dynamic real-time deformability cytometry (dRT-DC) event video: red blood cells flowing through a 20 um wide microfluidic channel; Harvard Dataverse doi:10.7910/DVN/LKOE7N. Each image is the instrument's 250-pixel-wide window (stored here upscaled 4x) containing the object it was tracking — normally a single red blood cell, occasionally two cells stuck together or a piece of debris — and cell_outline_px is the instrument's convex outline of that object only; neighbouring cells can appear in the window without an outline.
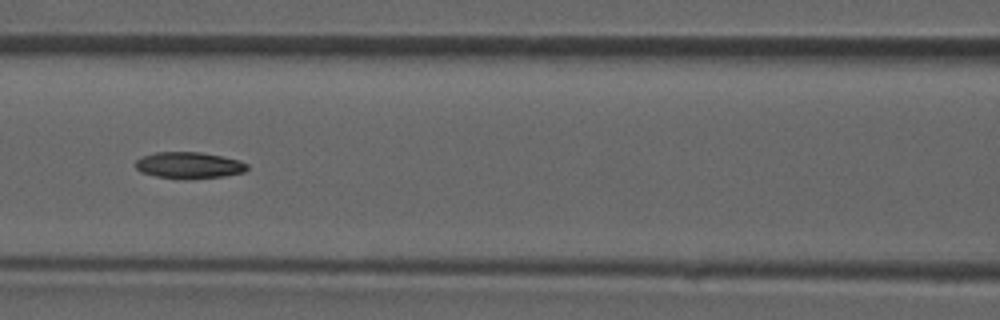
{"species": "common noctule bat (a hibernating species)", "species_latin": "Nyctalus noctula", "temperature_condition": "room temperature", "stored_images_in_passage": 47, "camera_frame_rate_fps": 3000, "um_per_image_px": 0.085, "animal": {"sex": "male", "forearm_length_mm": 52.5}, "frame": {"image": 1, "passage_image": 21, "time_ms": 6.667, "image_size_px": [1000, 320], "cell_outline_px": [[248, 168], [244, 172], [224, 176], [156, 176], [140, 172], [132, 164], [140, 156], [156, 152], [200, 152], [240, 160], [248, 164]], "centroid_in_image_um": [16.02, 13.99], "position_along_channel_um": 150.6, "area_um2": 16.53}}